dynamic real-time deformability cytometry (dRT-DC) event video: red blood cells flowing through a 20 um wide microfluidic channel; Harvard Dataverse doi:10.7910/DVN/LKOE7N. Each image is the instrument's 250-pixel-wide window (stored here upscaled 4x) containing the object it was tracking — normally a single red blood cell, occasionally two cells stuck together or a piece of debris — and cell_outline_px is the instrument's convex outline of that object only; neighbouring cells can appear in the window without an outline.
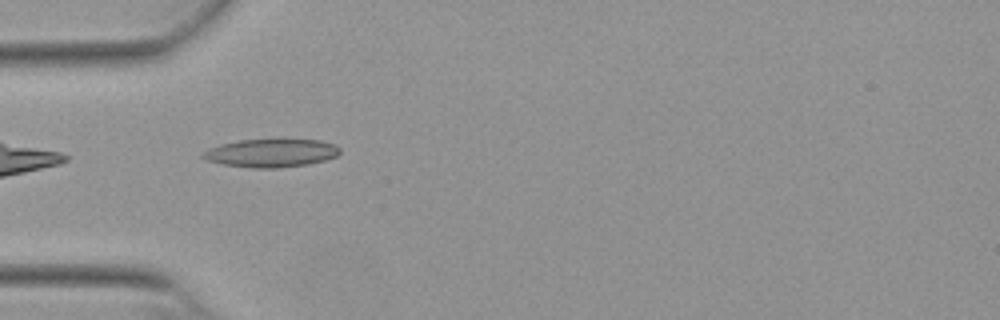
{"species": "Egyptian fruit bat (a non-hibernating species)", "species_latin": "Rousettus aegyptiacus", "temperature_condition": "warm", "stored_images_in_passage": 37, "camera_frame_rate_fps": 3000, "um_per_image_px": 0.085, "animal": {"sex": "female"}, "frame": {"image": 1, "passage_image": 1, "time_ms": 0.0, "image_size_px": [1000, 320], "cell_outline_px": [[340, 152], [336, 156], [324, 160], [308, 164], [276, 168], [252, 168], [220, 164], [208, 160], [200, 156], [208, 148], [220, 144], [240, 140], [320, 140], [336, 144], [340, 148]], "centroid_in_image_um": [23.04, 13.01], "position_along_channel_um": 62.0, "area_um2": 22.43}}
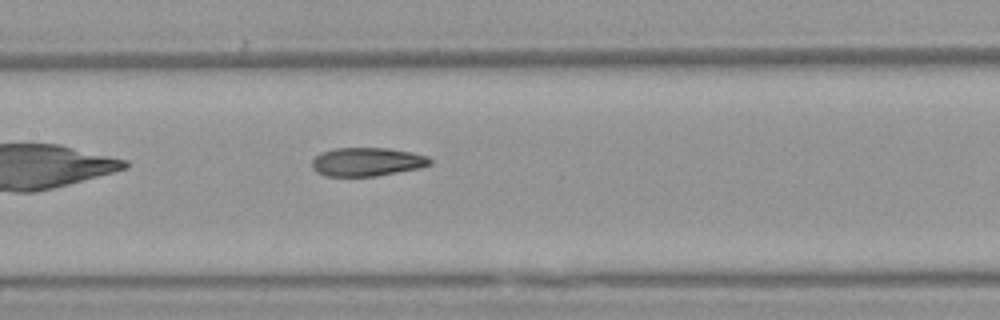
{"frame": {"image": 2, "passage_image": 10, "time_ms": 3.0, "image_size_px": [1000, 320], "cell_outline_px": [[432, 164], [420, 168], [376, 176], [324, 176], [316, 172], [312, 168], [312, 160], [320, 152], [332, 148], [388, 148], [412, 152], [428, 156], [432, 160]], "centroid_in_image_um": [31.19, 13.75], "position_along_channel_um": 176.2, "area_um2": 19.88}}
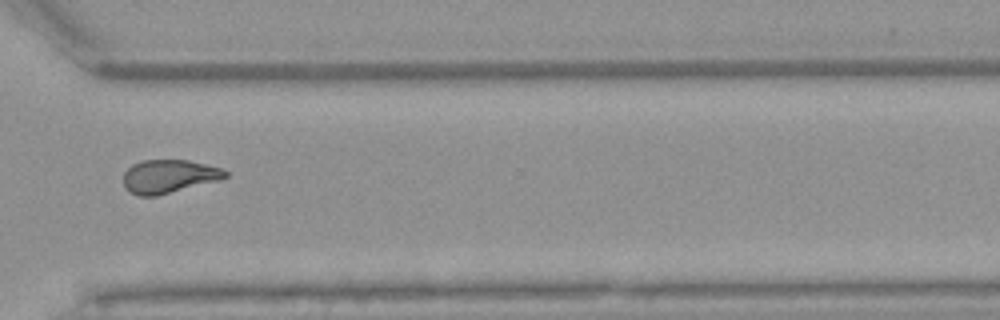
{"frame": {"image": 3, "passage_image": 24, "time_ms": 7.667, "image_size_px": [1000, 320], "cell_outline_px": [[228, 176], [220, 180], [156, 196], [140, 196], [128, 192], [124, 188], [124, 172], [132, 164], [144, 160], [188, 160], [224, 168], [228, 172]], "centroid_in_image_um": [14.36, 14.99], "position_along_channel_um": 356.2, "area_um2": 20.0}, "authors_computed_cell_mechanics": {"area_um2": 20.2878, "velocity_mm_per_s": 3.8659, "shape_relaxation_time_tau1_ms": 9.9623, "shape_relaxation_time_tau2_ms": 2.4593, "deformation_change_tau1": 0.2745, "deformation_change_tau2": 0.103}}